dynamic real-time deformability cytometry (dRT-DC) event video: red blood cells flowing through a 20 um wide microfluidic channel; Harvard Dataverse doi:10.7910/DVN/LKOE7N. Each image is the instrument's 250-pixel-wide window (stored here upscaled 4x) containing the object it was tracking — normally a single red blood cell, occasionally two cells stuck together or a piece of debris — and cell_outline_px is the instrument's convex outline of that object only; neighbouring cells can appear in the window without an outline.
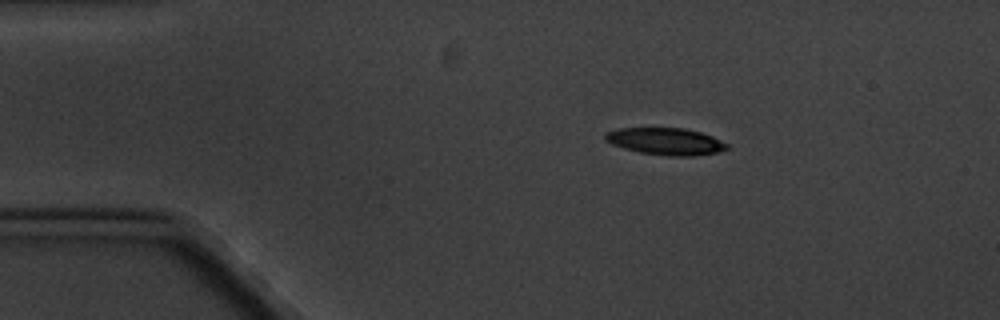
{"species": "common noctule bat (a hibernating species)", "species_latin": "Nyctalus noctula", "temperature_condition": "cold", "stored_images_in_passage": 3, "camera_frame_rate_fps": 3000, "um_per_image_px": 0.085, "animal": {"sex": "male", "body_mass_g": 20.1, "forearm_length_mm": 53.5}, "frame": {"image": 1, "passage_image": 1, "time_ms": 0.0, "image_size_px": [1000, 320], "cell_outline_px": [[728, 148], [716, 152], [692, 156], [668, 156], [640, 152], [624, 148], [612, 144], [604, 140], [604, 136], [608, 132], [620, 128], [684, 128], [700, 132], [712, 136], [728, 144]], "centroid_in_image_um": [56.57, 12.01], "position_along_channel_um": 28.4, "area_um2": 18.96}}